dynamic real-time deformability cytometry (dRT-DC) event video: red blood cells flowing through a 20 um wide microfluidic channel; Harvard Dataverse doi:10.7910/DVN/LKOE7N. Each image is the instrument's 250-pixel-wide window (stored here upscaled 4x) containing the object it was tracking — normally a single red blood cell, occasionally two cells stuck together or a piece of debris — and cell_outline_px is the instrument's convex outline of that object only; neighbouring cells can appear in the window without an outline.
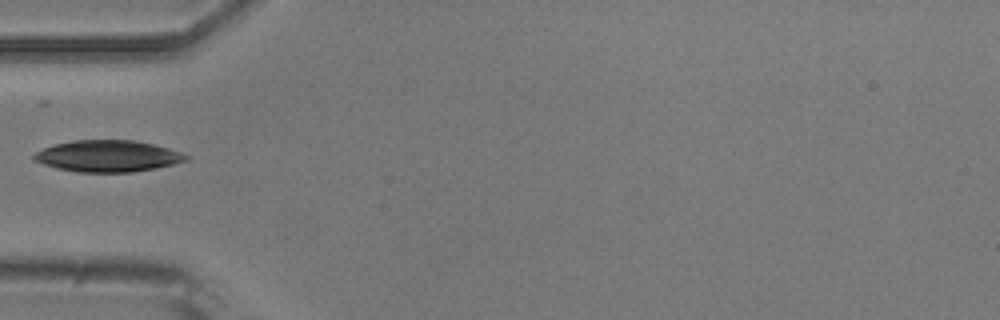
{"species": "common noctule bat (a hibernating species)", "species_latin": "Nyctalus noctula", "temperature_condition": "room temperature", "stored_images_in_passage": 2, "camera_frame_rate_fps": 3000, "um_per_image_px": 0.085, "animal": {"sex": "male", "body_mass_g": 20.5, "forearm_length_mm": 52.5}, "frame": {"image": 1, "passage_image": 1, "time_ms": 0.0, "image_size_px": [1000, 320], "cell_outline_px": [[188, 160], [156, 168], [132, 172], [80, 172], [56, 168], [32, 160], [32, 156], [36, 152], [44, 148], [56, 144], [72, 140], [132, 140], [152, 144], [168, 148], [180, 152], [188, 156]], "centroid_in_image_um": [9.14, 13.27], "position_along_channel_um": 75.9, "area_um2": 27.74}}